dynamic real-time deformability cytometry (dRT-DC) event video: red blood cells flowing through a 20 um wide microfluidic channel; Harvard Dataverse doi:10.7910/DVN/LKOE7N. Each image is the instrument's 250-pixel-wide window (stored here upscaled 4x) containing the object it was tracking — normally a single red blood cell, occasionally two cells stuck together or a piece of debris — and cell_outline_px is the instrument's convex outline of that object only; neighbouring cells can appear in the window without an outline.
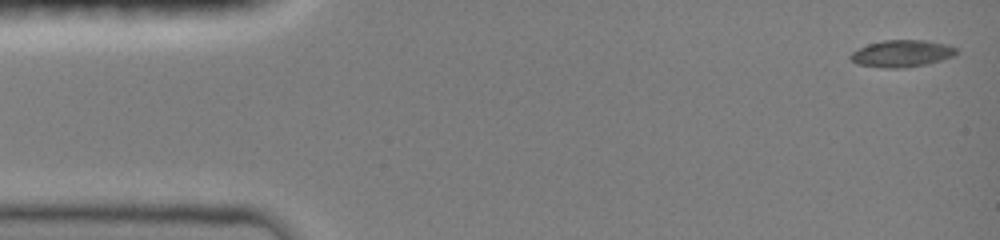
{"species": "common noctule bat (a hibernating species)", "species_latin": "Nyctalus noctula", "temperature_condition": "room temperature", "stored_images_in_passage": 8, "camera_frame_rate_fps": 3000, "um_per_image_px": 0.085, "animal": {"sex": "female", "body_mass_g": 19.0, "forearm_length_mm": 51.5}, "frame": {"image": 1, "passage_image": 1, "time_ms": 0.0, "image_size_px": [1000, 240], "cell_outline_px": [[956, 56], [924, 64], [904, 68], [884, 68], [856, 64], [848, 56], [852, 52], [868, 44], [884, 40], [924, 40], [948, 44], [956, 48]], "centroid_in_image_um": [76.65, 4.55], "position_along_channel_um": 8.4, "area_um2": 16.59}}
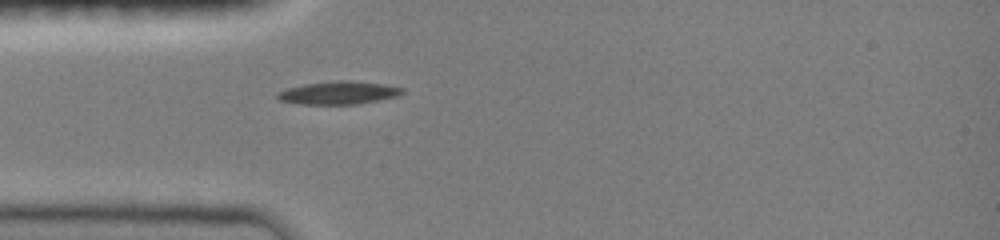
{"frame": {"image": 2, "passage_image": 8, "time_ms": 4.0, "image_size_px": [1000, 240], "cell_outline_px": [[404, 92], [400, 96], [356, 104], [300, 104], [280, 100], [276, 96], [276, 92], [288, 88], [304, 84], [336, 80], [352, 80], [384, 84], [404, 88]], "centroid_in_image_um": [28.8, 7.88], "position_along_channel_um": 56.2, "area_um2": 16.82}}